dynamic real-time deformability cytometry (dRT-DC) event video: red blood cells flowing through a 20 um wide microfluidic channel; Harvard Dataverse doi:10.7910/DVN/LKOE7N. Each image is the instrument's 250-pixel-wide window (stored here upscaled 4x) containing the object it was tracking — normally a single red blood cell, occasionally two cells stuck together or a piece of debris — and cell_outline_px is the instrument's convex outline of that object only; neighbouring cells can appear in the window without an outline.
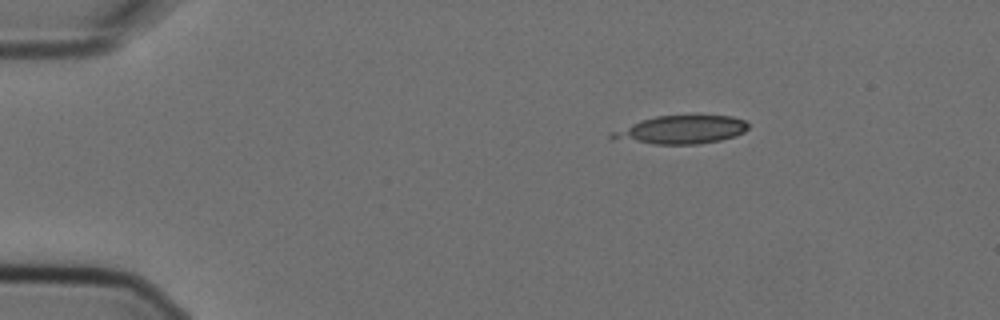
{"species": "Egyptian fruit bat (a non-hibernating species)", "species_latin": "Rousettus aegyptiacus", "temperature_condition": "cold", "stored_images_in_passage": 9, "camera_frame_rate_fps": 3000, "um_per_image_px": 0.085, "animal": {"sex": "female"}, "frame": {"image": 1, "passage_image": 1, "time_ms": 0.0, "image_size_px": [1000, 320], "cell_outline_px": [[748, 128], [744, 132], [736, 136], [720, 140], [696, 144], [652, 144], [612, 140], [608, 136], [608, 132], [640, 120], [656, 116], [732, 116], [744, 120], [748, 124]], "centroid_in_image_um": [57.81, 11.04], "position_along_channel_um": 27.2, "area_um2": 22.66}}